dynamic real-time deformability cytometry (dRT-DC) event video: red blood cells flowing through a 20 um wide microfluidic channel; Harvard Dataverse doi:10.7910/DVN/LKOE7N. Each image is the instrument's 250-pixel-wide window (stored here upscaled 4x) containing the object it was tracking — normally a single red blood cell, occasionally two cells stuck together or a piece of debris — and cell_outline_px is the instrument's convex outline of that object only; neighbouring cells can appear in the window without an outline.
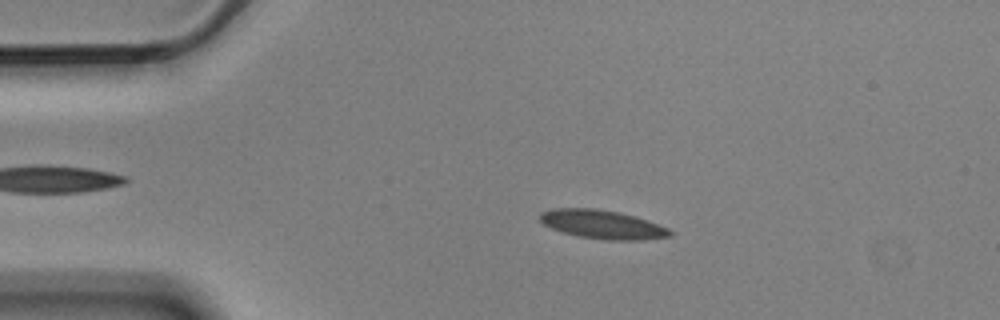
{"species": "Egyptian fruit bat (a non-hibernating species)", "species_latin": "Rousettus aegyptiacus", "temperature_condition": "cold", "stored_images_in_passage": 14, "camera_frame_rate_fps": 3000, "um_per_image_px": 0.085, "animal": {"sex": "male"}, "frame": {"image": 1, "passage_image": 2, "time_ms": 0.333, "image_size_px": [1000, 320], "cell_outline_px": [[672, 236], [644, 240], [608, 240], [576, 236], [552, 228], [544, 224], [540, 220], [540, 212], [552, 208], [596, 208], [616, 212], [632, 216], [668, 228], [672, 232]], "centroid_in_image_um": [51.17, 19.08], "position_along_channel_um": 33.8, "area_um2": 21.5}}
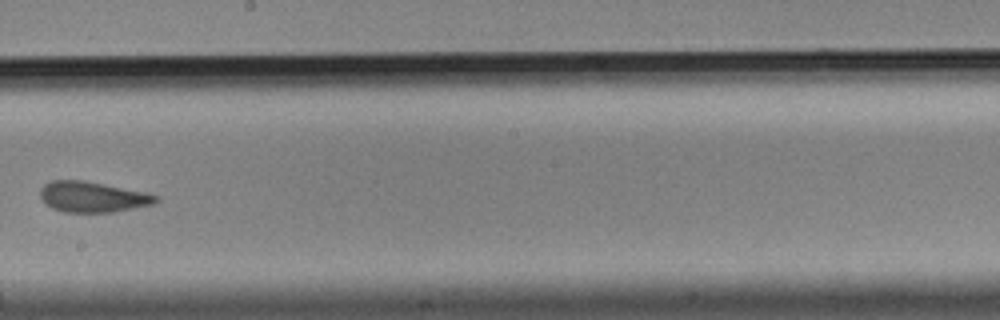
{"frame": {"image": 2, "passage_image": 8, "time_ms": 2.333, "image_size_px": [1000, 320], "cell_outline_px": [[160, 200], [152, 204], [112, 212], [64, 212], [52, 208], [44, 204], [40, 200], [40, 188], [44, 184], [52, 180], [84, 180], [144, 192], [160, 196]], "centroid_in_image_um": [7.82, 16.73], "position_along_channel_um": 240.4, "area_um2": 20.69}}
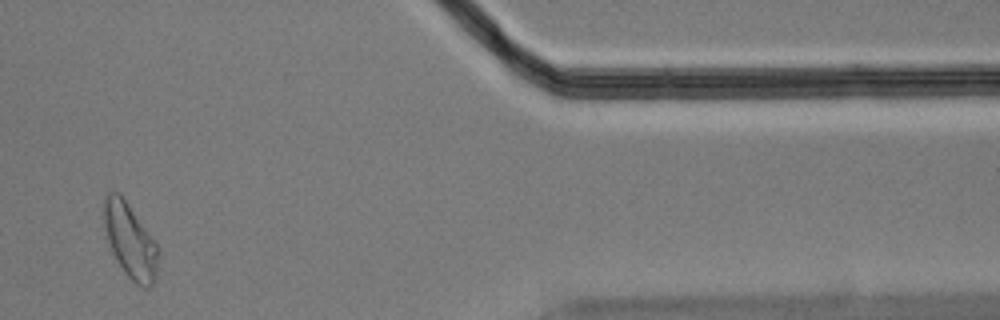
{"frame": {"image": 3, "passage_image": 12, "time_ms": 3.667, "image_size_px": [1000, 320], "cell_outline_px": [[156, 276], [152, 284], [148, 288], [144, 288], [136, 284], [124, 272], [116, 260], [112, 252], [108, 240], [104, 224], [104, 196], [108, 192], [120, 192], [156, 244]], "centroid_in_image_um": [11.02, 20.45], "position_along_channel_um": 400.4, "area_um2": 22.95}}